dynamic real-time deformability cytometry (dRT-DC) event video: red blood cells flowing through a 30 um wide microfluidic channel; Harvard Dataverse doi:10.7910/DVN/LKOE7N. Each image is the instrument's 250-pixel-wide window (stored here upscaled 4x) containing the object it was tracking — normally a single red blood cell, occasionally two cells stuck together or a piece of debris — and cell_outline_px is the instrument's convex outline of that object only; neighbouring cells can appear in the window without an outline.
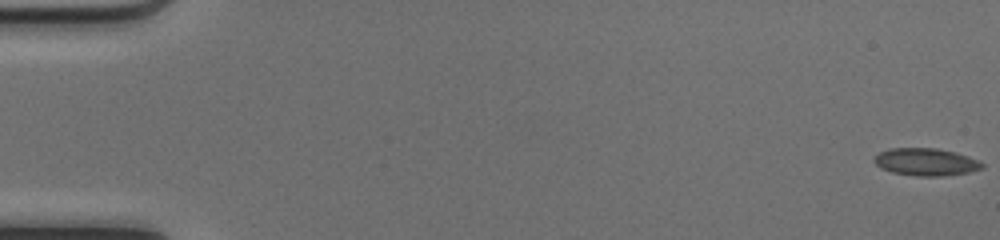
{"species": "common noctule bat (a hibernating species)", "species_latin": "Nyctalus noctula", "temperature_condition": "cold", "stored_images_in_passage": 51, "camera_frame_rate_fps": 3000, "um_per_image_px": 0.085, "animal": {"sex": "female", "body_mass_g": 17.0, "forearm_length_mm": 48.0}, "frame": {"image": 1, "passage_image": 1, "time_ms": 0.0, "image_size_px": [1000, 240], "cell_outline_px": [[984, 168], [968, 172], [944, 176], [916, 176], [892, 172], [880, 168], [872, 160], [880, 152], [888, 148], [936, 148], [956, 152], [980, 160], [984, 164]], "centroid_in_image_um": [78.72, 13.76], "position_along_channel_um": 6.3, "area_um2": 17.4}}
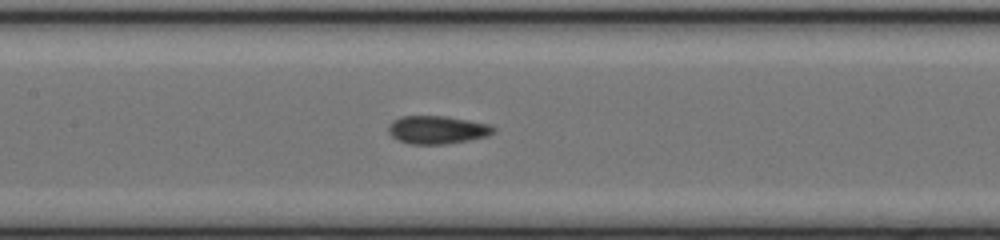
{"frame": {"image": 2, "passage_image": 25, "time_ms": 8.0, "image_size_px": [1000, 240], "cell_outline_px": [[496, 132], [488, 136], [468, 140], [444, 144], [412, 144], [400, 140], [392, 136], [388, 132], [388, 124], [392, 120], [400, 116], [444, 116], [492, 124], [496, 128]], "centroid_in_image_um": [37.19, 11.02], "position_along_channel_um": 170.2, "area_um2": 17.28}}
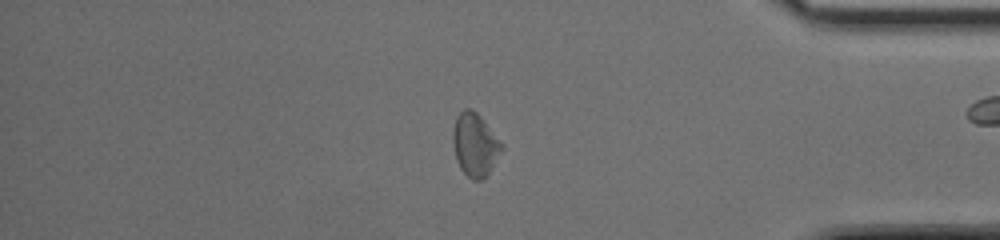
{"frame": {"image": 3, "passage_image": 43, "time_ms": 14.0, "image_size_px": [1000, 240], "cell_outline_px": [[504, 148], [488, 172], [480, 180], [472, 180], [460, 168], [456, 160], [452, 140], [452, 132], [456, 116], [464, 108], [472, 108], [480, 116]], "centroid_in_image_um": [40.33, 12.28], "position_along_channel_um": 394.9, "area_um2": 17.57}, "authors_computed_cell_mechanics": {"area_um2": 17.1088, "velocity_mm_per_s": 4.1815, "shape_relaxation_time_tau1_ms": null, "shape_relaxation_time_tau2_ms": 3.1188, "deformation_change_tau1": null, "deformation_change_tau2": 0.0926}}